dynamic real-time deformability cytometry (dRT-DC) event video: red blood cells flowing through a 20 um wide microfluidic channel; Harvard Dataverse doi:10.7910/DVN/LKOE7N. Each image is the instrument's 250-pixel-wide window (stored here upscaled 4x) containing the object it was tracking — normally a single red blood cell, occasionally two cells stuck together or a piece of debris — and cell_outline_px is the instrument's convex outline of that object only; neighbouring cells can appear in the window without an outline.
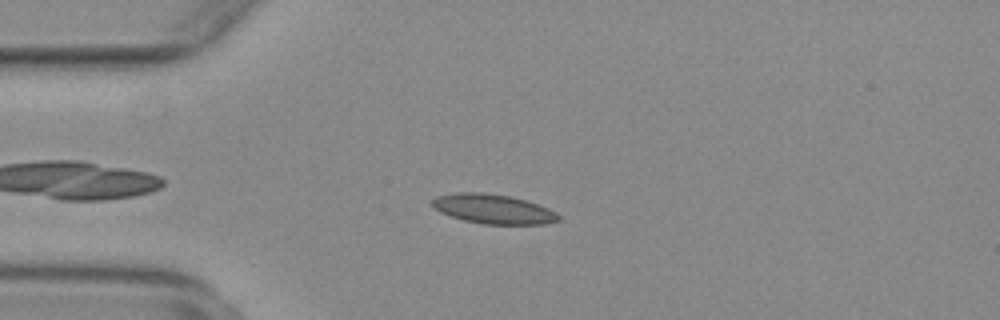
{"species": "common noctule bat (a hibernating species)", "species_latin": "Nyctalus noctula", "temperature_condition": "warm", "stored_images_in_passage": 44, "camera_frame_rate_fps": 3000, "um_per_image_px": 0.085, "animal": {"sex": "female", "body_mass_g": 29.2, "forearm_length_mm": 56.3}, "frame": {"image": 1, "passage_image": 8, "time_ms": 2.333, "image_size_px": [1000, 320], "cell_outline_px": [[560, 220], [544, 224], [484, 224], [464, 220], [440, 212], [432, 204], [432, 200], [436, 196], [460, 192], [480, 192], [508, 196], [524, 200], [548, 208], [556, 212], [560, 216]], "centroid_in_image_um": [41.93, 17.77], "position_along_channel_um": 43.1, "area_um2": 21.39}}
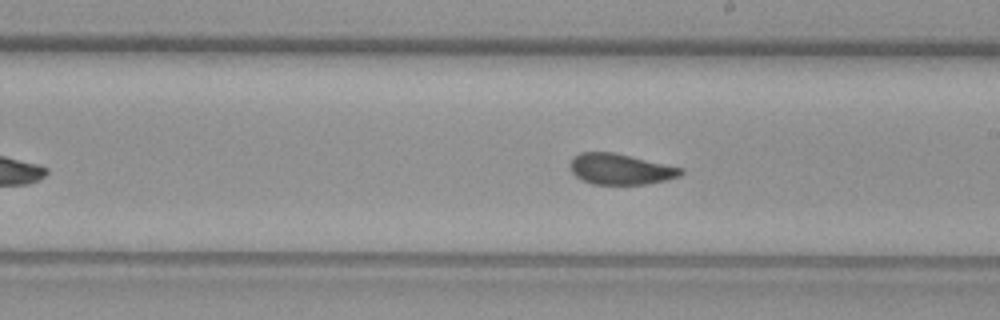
{"frame": {"image": 2, "passage_image": 25, "time_ms": 8.0, "image_size_px": [1000, 320], "cell_outline_px": [[684, 172], [680, 176], [648, 184], [592, 184], [576, 176], [568, 168], [568, 164], [572, 156], [580, 152], [612, 152], [684, 168]], "centroid_in_image_um": [52.7, 14.37], "position_along_channel_um": 236.3, "area_um2": 19.94}}
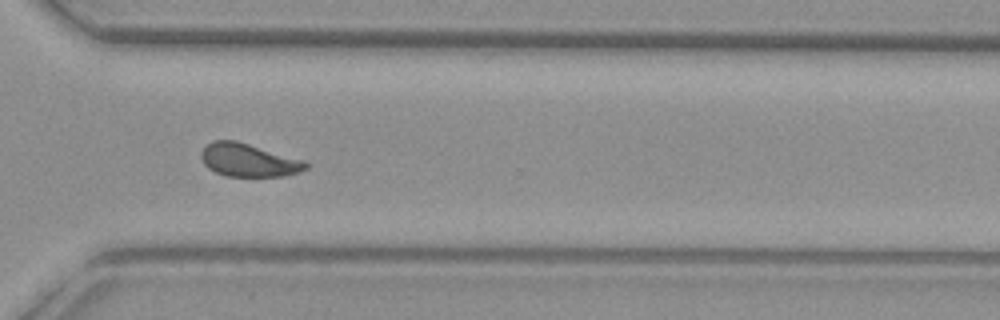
{"frame": {"image": 3, "passage_image": 34, "time_ms": 11.0, "image_size_px": [1000, 320], "cell_outline_px": [[308, 168], [300, 172], [284, 176], [228, 176], [216, 172], [208, 168], [204, 164], [200, 156], [200, 152], [212, 140], [236, 140], [304, 160], [308, 164]], "centroid_in_image_um": [21.13, 13.61], "position_along_channel_um": 349.5, "area_um2": 20.17}}